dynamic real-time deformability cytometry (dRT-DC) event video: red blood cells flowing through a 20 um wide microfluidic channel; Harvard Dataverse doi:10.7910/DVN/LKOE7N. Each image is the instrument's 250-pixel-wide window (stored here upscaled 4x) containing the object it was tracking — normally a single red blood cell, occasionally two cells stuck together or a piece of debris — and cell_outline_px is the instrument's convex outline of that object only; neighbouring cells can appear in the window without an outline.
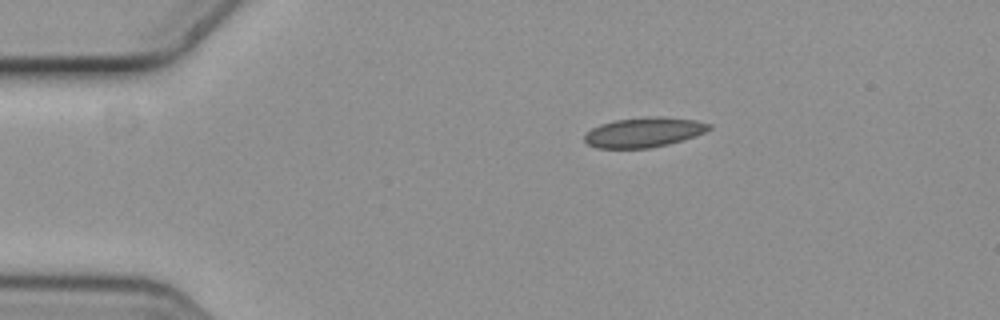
{"species": "common noctule bat (a hibernating species)", "species_latin": "Nyctalus noctula", "temperature_condition": "cold", "stored_images_in_passage": 3, "camera_frame_rate_fps": 3000, "um_per_image_px": 0.085, "animal": {"sex": "female", "body_mass_g": 19.3, "forearm_length_mm": 54.1}, "frame": {"image": 1, "passage_image": 1, "time_ms": 0.0, "image_size_px": [1000, 320], "cell_outline_px": [[712, 128], [696, 136], [684, 140], [668, 144], [648, 148], [596, 148], [588, 144], [584, 140], [584, 136], [592, 128], [600, 124], [616, 120], [648, 116], [664, 116], [696, 120], [712, 124]], "centroid_in_image_um": [54.77, 11.24], "position_along_channel_um": 30.2, "area_um2": 21.79}}
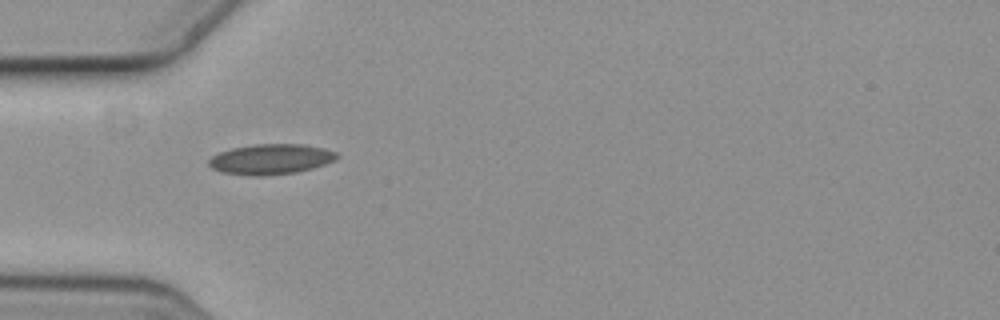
{"frame": {"image": 2, "passage_image": 2, "time_ms": 0.333, "image_size_px": [1000, 320], "cell_outline_px": [[340, 156], [336, 160], [312, 168], [296, 172], [264, 176], [252, 176], [220, 172], [212, 168], [208, 164], [208, 160], [212, 156], [220, 152], [232, 148], [252, 144], [304, 144], [324, 148], [336, 152]], "centroid_in_image_um": [23.02, 13.53], "position_along_channel_um": 62.0, "area_um2": 22.77}}
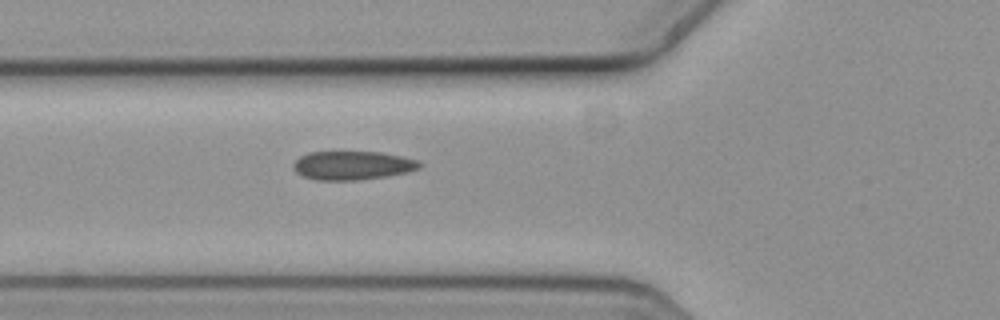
{"frame": {"image": 3, "passage_image": 3, "time_ms": 0.667, "image_size_px": [1000, 320], "cell_outline_px": [[424, 164], [420, 168], [408, 172], [388, 176], [360, 180], [316, 180], [304, 176], [296, 172], [292, 168], [292, 164], [300, 156], [308, 152], [380, 152], [420, 160]], "centroid_in_image_um": [29.99, 14.06], "position_along_channel_um": 95.8, "area_um2": 21.33}}